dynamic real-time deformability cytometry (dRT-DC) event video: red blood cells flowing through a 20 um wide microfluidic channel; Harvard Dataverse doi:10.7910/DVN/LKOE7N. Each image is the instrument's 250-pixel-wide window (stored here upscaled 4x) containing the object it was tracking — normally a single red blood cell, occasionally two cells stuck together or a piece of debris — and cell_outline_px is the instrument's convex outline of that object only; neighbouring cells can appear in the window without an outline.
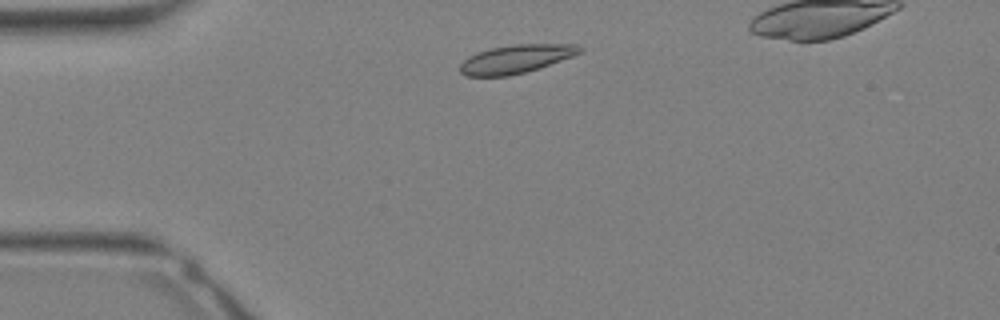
{"species": "Egyptian fruit bat (a non-hibernating species)", "species_latin": "Rousettus aegyptiacus", "temperature_condition": "warm", "stored_images_in_passage": 26, "camera_frame_rate_fps": 3000, "um_per_image_px": 0.085, "animal": {"sex": "female"}, "frame": {"image": 1, "passage_image": 3, "time_ms": 0.667, "image_size_px": [1000, 320], "cell_outline_px": [[584, 48], [580, 52], [572, 56], [540, 68], [508, 76], [464, 76], [460, 72], [460, 64], [468, 56], [476, 52], [492, 48], [512, 44], [576, 44]], "centroid_in_image_um": [43.83, 5.01], "position_along_channel_um": 41.2, "area_um2": 19.83}}
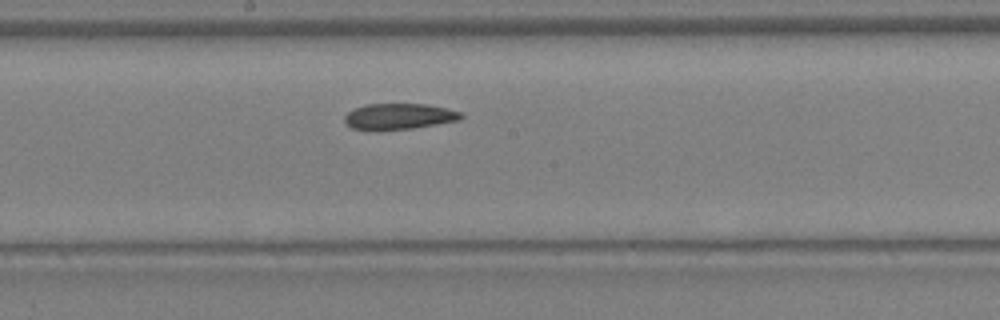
{"frame": {"image": 2, "passage_image": 13, "time_ms": 4.0, "image_size_px": [1000, 320], "cell_outline_px": [[464, 116], [460, 120], [412, 128], [352, 128], [344, 120], [344, 116], [348, 112], [356, 108], [368, 104], [424, 104], [448, 108], [460, 112]], "centroid_in_image_um": [33.98, 9.86], "position_along_channel_um": 214.2, "area_um2": 16.94}}
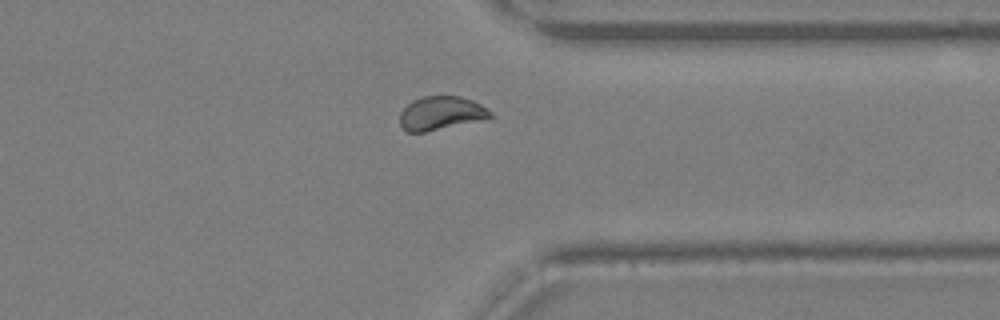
{"frame": {"image": 3, "passage_image": 21, "time_ms": 6.667, "image_size_px": [1000, 320], "cell_outline_px": [[492, 116], [488, 120], [424, 132], [404, 132], [400, 124], [400, 112], [412, 100], [420, 96], [460, 96], [472, 100], [480, 104], [492, 112]], "centroid_in_image_um": [37.5, 9.63], "position_along_channel_um": 373.9, "area_um2": 18.09}}